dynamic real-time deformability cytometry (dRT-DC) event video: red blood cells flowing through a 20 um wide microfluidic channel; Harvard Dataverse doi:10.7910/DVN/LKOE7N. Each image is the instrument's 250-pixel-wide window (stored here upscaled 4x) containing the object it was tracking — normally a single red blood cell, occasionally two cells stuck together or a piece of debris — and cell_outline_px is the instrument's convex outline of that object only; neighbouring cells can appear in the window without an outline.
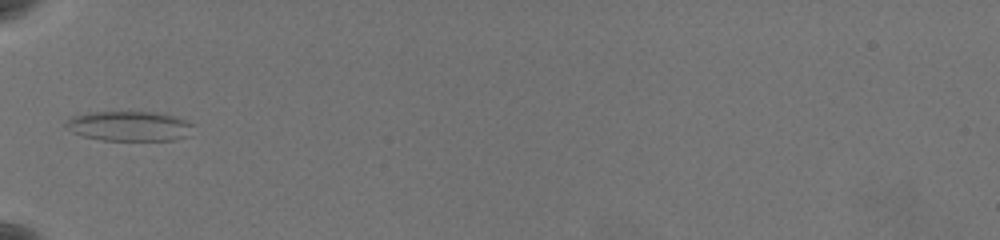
{"species": "common noctule bat (a hibernating species)", "species_latin": "Nyctalus noctula", "temperature_condition": "warm", "stored_images_in_passage": 38, "camera_frame_rate_fps": 3000, "um_per_image_px": 0.085, "animal": {"sex": "female", "body_mass_g": 19.5, "forearm_length_mm": 54.1}, "frame": {"image": 1, "passage_image": 1, "time_ms": 0.0, "image_size_px": [1000, 240], "cell_outline_px": [[196, 124], [188, 136], [172, 140], [100, 140], [84, 136], [72, 132], [64, 124], [72, 116], [96, 112], [148, 112], [168, 116], [184, 120]], "centroid_in_image_um": [10.99, 10.73], "position_along_channel_um": 74.0, "area_um2": 21.79}}
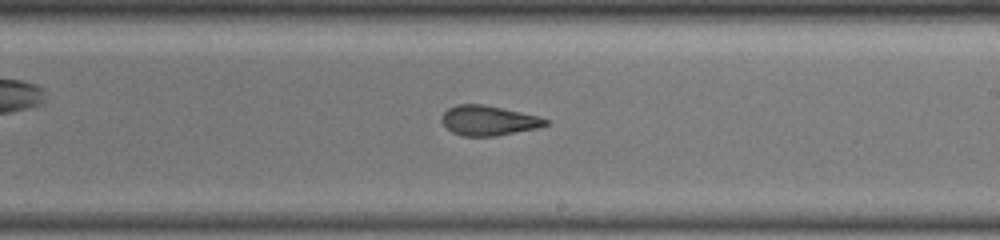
{"frame": {"image": 2, "passage_image": 16, "time_ms": 5.0, "image_size_px": [1000, 240], "cell_outline_px": [[548, 124], [536, 128], [496, 136], [460, 136], [452, 132], [440, 120], [444, 112], [448, 108], [456, 104], [484, 104], [540, 116], [548, 120]], "centroid_in_image_um": [41.5, 10.24], "position_along_channel_um": 247.5, "area_um2": 18.09}}
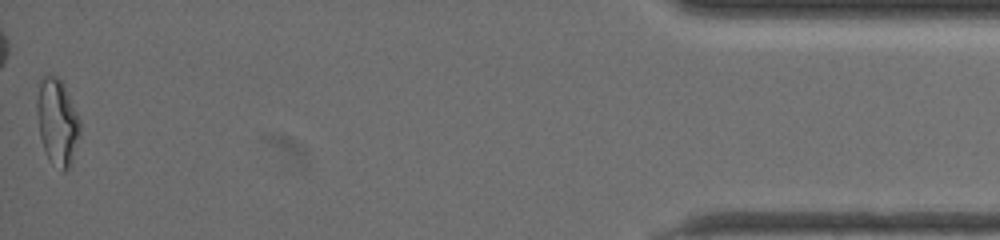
{"frame": {"image": 3, "passage_image": 38, "time_ms": 12.333, "image_size_px": [1000, 240], "cell_outline_px": [[80, 136], [68, 168], [64, 172], [60, 172], [48, 160], [40, 136], [36, 104], [40, 80], [44, 76], [56, 76], [60, 80], [80, 120]], "centroid_in_image_um": [4.86, 10.42], "position_along_channel_um": 430.3, "area_um2": 21.27}, "authors_computed_cell_mechanics": {"area_um2": 18.4671, "velocity_mm_per_s": 3.518, "shape_relaxation_time_tau1_ms": 8.9721, "shape_relaxation_time_tau2_ms": 1.4269, "deformation_change_tau1": 0.2571, "deformation_change_tau2": 0.1005}}